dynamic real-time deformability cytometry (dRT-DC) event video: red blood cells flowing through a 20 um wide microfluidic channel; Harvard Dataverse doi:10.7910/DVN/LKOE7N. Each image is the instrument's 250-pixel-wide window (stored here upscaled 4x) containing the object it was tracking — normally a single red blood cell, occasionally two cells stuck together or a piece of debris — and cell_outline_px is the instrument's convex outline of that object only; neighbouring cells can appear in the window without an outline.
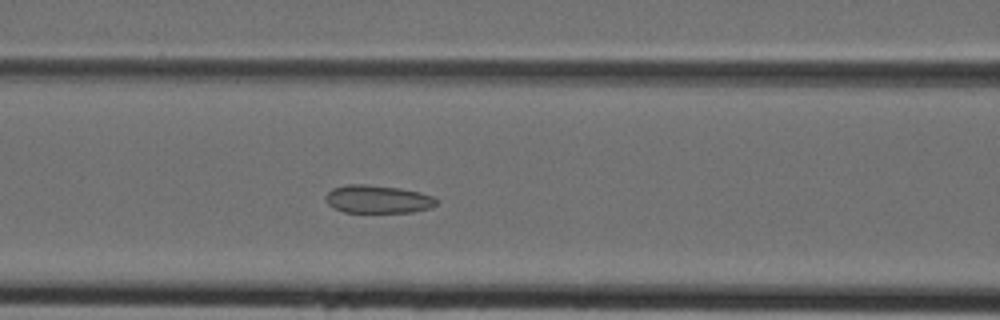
{"species": "Egyptian fruit bat (a non-hibernating species)", "species_latin": "Rousettus aegyptiacus", "temperature_condition": "cold", "stored_images_in_passage": 42, "camera_frame_rate_fps": 3000, "um_per_image_px": 0.085, "animal": {"sex": "female"}, "frame": {"image": 1, "passage_image": 16, "time_ms": 5.0, "image_size_px": [1000, 320], "cell_outline_px": [[440, 200], [432, 208], [412, 212], [344, 212], [328, 204], [324, 196], [332, 188], [348, 184], [364, 184], [400, 188], [420, 192], [432, 196]], "centroid_in_image_um": [32.14, 16.93], "position_along_channel_um": 134.5, "area_um2": 18.15}}
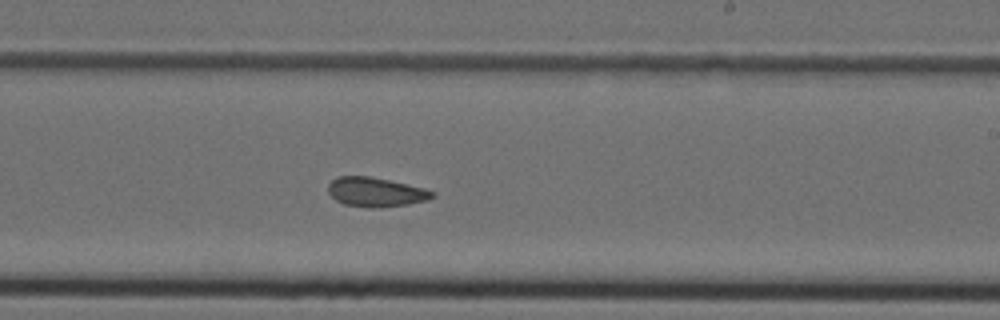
{"frame": {"image": 2, "passage_image": 24, "time_ms": 7.667, "image_size_px": [1000, 320], "cell_outline_px": [[436, 196], [428, 200], [408, 204], [380, 208], [344, 204], [336, 200], [328, 192], [328, 184], [336, 176], [368, 176], [388, 180], [424, 188], [436, 192]], "centroid_in_image_um": [31.96, 16.32], "position_along_channel_um": 257.0, "area_um2": 17.74}}
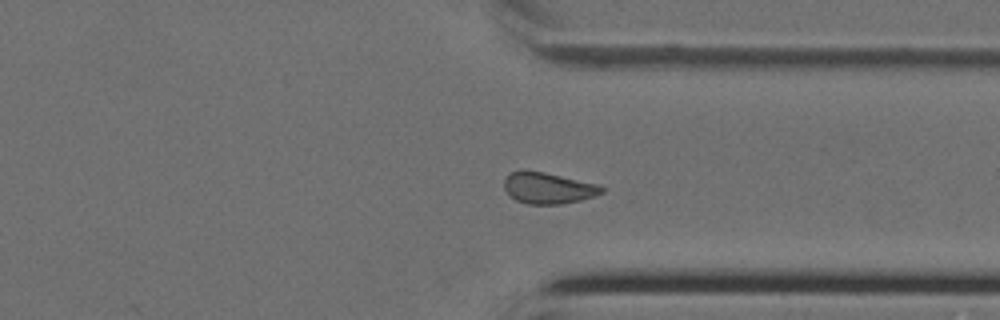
{"frame": {"image": 3, "passage_image": 31, "time_ms": 10.0, "image_size_px": [1000, 320], "cell_outline_px": [[604, 192], [580, 200], [560, 204], [528, 204], [516, 200], [504, 188], [504, 180], [512, 172], [544, 172], [600, 184], [604, 188]], "centroid_in_image_um": [46.64, 16.0], "position_along_channel_um": 364.8, "area_um2": 17.34}}